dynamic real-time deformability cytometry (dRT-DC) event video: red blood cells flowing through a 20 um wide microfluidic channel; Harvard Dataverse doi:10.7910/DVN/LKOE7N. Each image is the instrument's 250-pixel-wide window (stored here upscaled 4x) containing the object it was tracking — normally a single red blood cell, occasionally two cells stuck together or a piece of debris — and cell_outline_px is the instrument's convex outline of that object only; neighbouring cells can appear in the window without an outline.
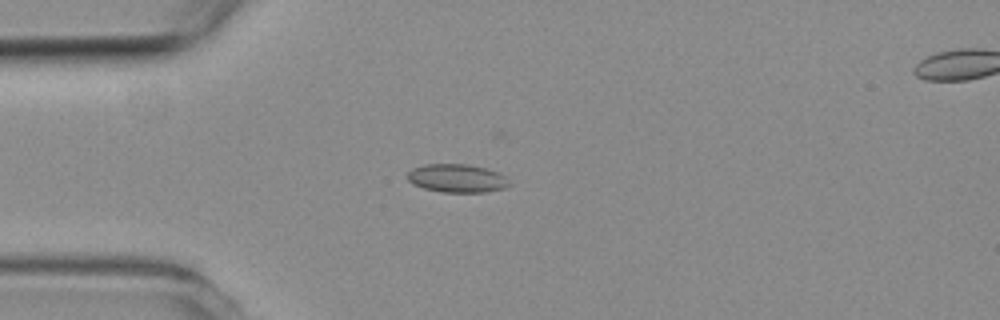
{"species": "common noctule bat (a hibernating species)", "species_latin": "Nyctalus noctula", "temperature_condition": "room temperature", "stored_images_in_passage": 4, "segment_of_instrument_passage": [1, 2], "camera_frame_rate_fps": 3000, "um_per_image_px": 0.085, "animal": {"sex": "female", "body_mass_g": 19.3, "forearm_length_mm": 54.1}, "frame": {"image": 1, "passage_image": 3, "time_ms": 2.333, "image_size_px": [1000, 320], "cell_outline_px": [[512, 184], [504, 188], [484, 192], [444, 192], [424, 188], [412, 184], [408, 180], [408, 172], [412, 168], [424, 164], [468, 164], [488, 168], [500, 172]], "centroid_in_image_um": [38.86, 15.14], "position_along_channel_um": 46.1, "area_um2": 16.94}}